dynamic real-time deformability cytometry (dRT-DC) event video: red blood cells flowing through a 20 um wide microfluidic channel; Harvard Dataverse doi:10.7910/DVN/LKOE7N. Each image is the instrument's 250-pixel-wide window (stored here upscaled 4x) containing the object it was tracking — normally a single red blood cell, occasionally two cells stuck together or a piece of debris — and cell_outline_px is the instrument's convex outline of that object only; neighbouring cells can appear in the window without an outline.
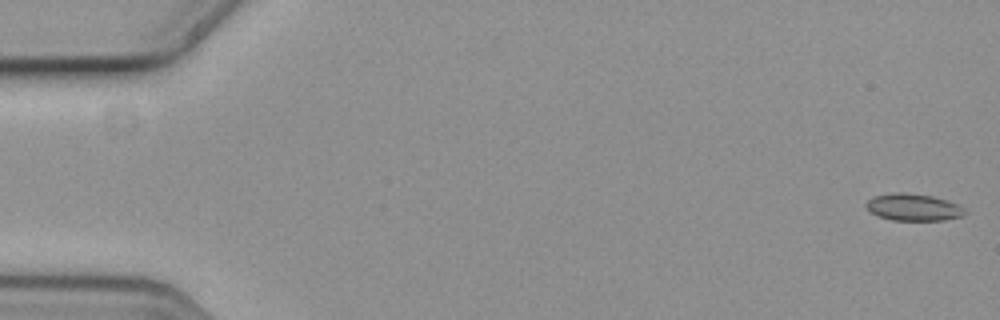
{"species": "common noctule bat (a hibernating species)", "species_latin": "Nyctalus noctula", "temperature_condition": "cold", "stored_images_in_passage": 5, "camera_frame_rate_fps": 3000, "um_per_image_px": 0.085, "animal": {"sex": "female", "body_mass_g": 19.3, "forearm_length_mm": 54.1}, "frame": {"image": 1, "passage_image": 1, "time_ms": 0.0, "image_size_px": [1000, 320], "cell_outline_px": [[964, 212], [960, 216], [944, 220], [892, 220], [876, 216], [868, 212], [864, 204], [868, 200], [876, 196], [896, 192], [900, 192], [932, 196], [956, 204], [964, 208]], "centroid_in_image_um": [77.54, 17.62], "position_along_channel_um": 7.5, "area_um2": 15.32}}
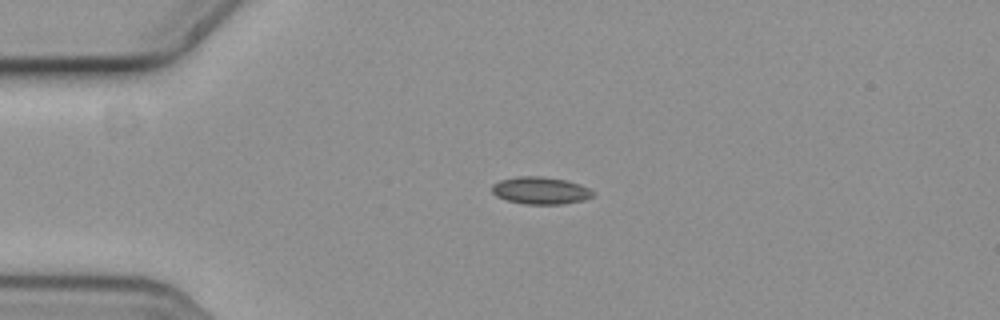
{"frame": {"image": 2, "passage_image": 4, "time_ms": 1.0, "image_size_px": [1000, 320], "cell_outline_px": [[596, 192], [592, 196], [584, 200], [564, 204], [524, 204], [508, 200], [496, 196], [492, 192], [492, 184], [500, 180], [520, 176], [540, 176], [564, 180], [588, 188]], "centroid_in_image_um": [45.93, 16.2], "position_along_channel_um": 39.1, "area_um2": 15.9}}